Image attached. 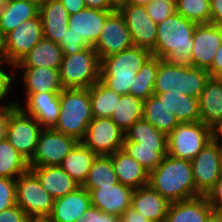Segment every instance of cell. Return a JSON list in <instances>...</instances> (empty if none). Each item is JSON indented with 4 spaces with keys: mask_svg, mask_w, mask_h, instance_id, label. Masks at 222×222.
I'll use <instances>...</instances> for the list:
<instances>
[{
    "mask_svg": "<svg viewBox=\"0 0 222 222\" xmlns=\"http://www.w3.org/2000/svg\"><path fill=\"white\" fill-rule=\"evenodd\" d=\"M197 23L177 12L157 24V40L153 56L175 66H192L193 34Z\"/></svg>",
    "mask_w": 222,
    "mask_h": 222,
    "instance_id": "6da1fadb",
    "label": "cell"
},
{
    "mask_svg": "<svg viewBox=\"0 0 222 222\" xmlns=\"http://www.w3.org/2000/svg\"><path fill=\"white\" fill-rule=\"evenodd\" d=\"M148 185L170 202L199 197L189 160L166 155L148 176Z\"/></svg>",
    "mask_w": 222,
    "mask_h": 222,
    "instance_id": "7a4b0ae2",
    "label": "cell"
},
{
    "mask_svg": "<svg viewBox=\"0 0 222 222\" xmlns=\"http://www.w3.org/2000/svg\"><path fill=\"white\" fill-rule=\"evenodd\" d=\"M152 56L147 49L132 46L129 49L100 59V79L114 92L125 95L133 89L137 71Z\"/></svg>",
    "mask_w": 222,
    "mask_h": 222,
    "instance_id": "3957f363",
    "label": "cell"
},
{
    "mask_svg": "<svg viewBox=\"0 0 222 222\" xmlns=\"http://www.w3.org/2000/svg\"><path fill=\"white\" fill-rule=\"evenodd\" d=\"M60 114L52 128L81 142L93 119L88 88L63 89L59 93Z\"/></svg>",
    "mask_w": 222,
    "mask_h": 222,
    "instance_id": "277c9868",
    "label": "cell"
},
{
    "mask_svg": "<svg viewBox=\"0 0 222 222\" xmlns=\"http://www.w3.org/2000/svg\"><path fill=\"white\" fill-rule=\"evenodd\" d=\"M210 77L208 70L194 66H175L160 59L154 81V93H182L199 98Z\"/></svg>",
    "mask_w": 222,
    "mask_h": 222,
    "instance_id": "5b68a950",
    "label": "cell"
},
{
    "mask_svg": "<svg viewBox=\"0 0 222 222\" xmlns=\"http://www.w3.org/2000/svg\"><path fill=\"white\" fill-rule=\"evenodd\" d=\"M61 84L64 89L90 88L100 79V59L93 47L63 55L59 67Z\"/></svg>",
    "mask_w": 222,
    "mask_h": 222,
    "instance_id": "8992f818",
    "label": "cell"
},
{
    "mask_svg": "<svg viewBox=\"0 0 222 222\" xmlns=\"http://www.w3.org/2000/svg\"><path fill=\"white\" fill-rule=\"evenodd\" d=\"M212 140V128L201 121L179 123L167 136V155L191 161Z\"/></svg>",
    "mask_w": 222,
    "mask_h": 222,
    "instance_id": "52a82bcc",
    "label": "cell"
},
{
    "mask_svg": "<svg viewBox=\"0 0 222 222\" xmlns=\"http://www.w3.org/2000/svg\"><path fill=\"white\" fill-rule=\"evenodd\" d=\"M43 127L34 117L25 114L13 102L9 105V120L6 139L28 161L35 153Z\"/></svg>",
    "mask_w": 222,
    "mask_h": 222,
    "instance_id": "ba28073f",
    "label": "cell"
},
{
    "mask_svg": "<svg viewBox=\"0 0 222 222\" xmlns=\"http://www.w3.org/2000/svg\"><path fill=\"white\" fill-rule=\"evenodd\" d=\"M54 198L43 188L38 177L29 169L16 179V204L31 217H48Z\"/></svg>",
    "mask_w": 222,
    "mask_h": 222,
    "instance_id": "9c48e42d",
    "label": "cell"
},
{
    "mask_svg": "<svg viewBox=\"0 0 222 222\" xmlns=\"http://www.w3.org/2000/svg\"><path fill=\"white\" fill-rule=\"evenodd\" d=\"M77 143L73 137L52 128H43L35 153L28 161L29 168L61 165L64 157Z\"/></svg>",
    "mask_w": 222,
    "mask_h": 222,
    "instance_id": "30bf717a",
    "label": "cell"
},
{
    "mask_svg": "<svg viewBox=\"0 0 222 222\" xmlns=\"http://www.w3.org/2000/svg\"><path fill=\"white\" fill-rule=\"evenodd\" d=\"M4 37V62L12 68L43 38L40 15L20 24Z\"/></svg>",
    "mask_w": 222,
    "mask_h": 222,
    "instance_id": "8fae6325",
    "label": "cell"
},
{
    "mask_svg": "<svg viewBox=\"0 0 222 222\" xmlns=\"http://www.w3.org/2000/svg\"><path fill=\"white\" fill-rule=\"evenodd\" d=\"M124 140L125 132L111 118L93 117L81 142L96 155L109 156L122 149Z\"/></svg>",
    "mask_w": 222,
    "mask_h": 222,
    "instance_id": "7c38bea8",
    "label": "cell"
},
{
    "mask_svg": "<svg viewBox=\"0 0 222 222\" xmlns=\"http://www.w3.org/2000/svg\"><path fill=\"white\" fill-rule=\"evenodd\" d=\"M191 163L196 191L200 196H207L220 179L222 149L211 140Z\"/></svg>",
    "mask_w": 222,
    "mask_h": 222,
    "instance_id": "4fadbf2b",
    "label": "cell"
},
{
    "mask_svg": "<svg viewBox=\"0 0 222 222\" xmlns=\"http://www.w3.org/2000/svg\"><path fill=\"white\" fill-rule=\"evenodd\" d=\"M133 46L126 22L119 11L111 12L104 23L103 29L94 50L99 59L119 53Z\"/></svg>",
    "mask_w": 222,
    "mask_h": 222,
    "instance_id": "5bb4252c",
    "label": "cell"
},
{
    "mask_svg": "<svg viewBox=\"0 0 222 222\" xmlns=\"http://www.w3.org/2000/svg\"><path fill=\"white\" fill-rule=\"evenodd\" d=\"M129 30L133 46L153 52L157 40V23L152 21L144 5H127L119 11Z\"/></svg>",
    "mask_w": 222,
    "mask_h": 222,
    "instance_id": "9a60e30c",
    "label": "cell"
},
{
    "mask_svg": "<svg viewBox=\"0 0 222 222\" xmlns=\"http://www.w3.org/2000/svg\"><path fill=\"white\" fill-rule=\"evenodd\" d=\"M222 44V26L197 24L193 34L192 66L208 70Z\"/></svg>",
    "mask_w": 222,
    "mask_h": 222,
    "instance_id": "2e32d148",
    "label": "cell"
},
{
    "mask_svg": "<svg viewBox=\"0 0 222 222\" xmlns=\"http://www.w3.org/2000/svg\"><path fill=\"white\" fill-rule=\"evenodd\" d=\"M60 92L26 93L25 108L13 102L25 114L35 118L43 128H53L60 114Z\"/></svg>",
    "mask_w": 222,
    "mask_h": 222,
    "instance_id": "e0dca14e",
    "label": "cell"
},
{
    "mask_svg": "<svg viewBox=\"0 0 222 222\" xmlns=\"http://www.w3.org/2000/svg\"><path fill=\"white\" fill-rule=\"evenodd\" d=\"M89 193L91 205L102 212L121 217L131 207L133 189L130 186L121 183L98 186Z\"/></svg>",
    "mask_w": 222,
    "mask_h": 222,
    "instance_id": "ac0fdd59",
    "label": "cell"
},
{
    "mask_svg": "<svg viewBox=\"0 0 222 222\" xmlns=\"http://www.w3.org/2000/svg\"><path fill=\"white\" fill-rule=\"evenodd\" d=\"M90 206L89 191L79 186L69 194L54 199L52 212L48 217L53 222H75Z\"/></svg>",
    "mask_w": 222,
    "mask_h": 222,
    "instance_id": "d6986e66",
    "label": "cell"
},
{
    "mask_svg": "<svg viewBox=\"0 0 222 222\" xmlns=\"http://www.w3.org/2000/svg\"><path fill=\"white\" fill-rule=\"evenodd\" d=\"M113 11H103L85 7L69 15V29L80 35L88 46L94 47L102 32L107 16Z\"/></svg>",
    "mask_w": 222,
    "mask_h": 222,
    "instance_id": "ffe728a7",
    "label": "cell"
},
{
    "mask_svg": "<svg viewBox=\"0 0 222 222\" xmlns=\"http://www.w3.org/2000/svg\"><path fill=\"white\" fill-rule=\"evenodd\" d=\"M43 37L58 43L69 28V13L59 0H40Z\"/></svg>",
    "mask_w": 222,
    "mask_h": 222,
    "instance_id": "44dd1931",
    "label": "cell"
},
{
    "mask_svg": "<svg viewBox=\"0 0 222 222\" xmlns=\"http://www.w3.org/2000/svg\"><path fill=\"white\" fill-rule=\"evenodd\" d=\"M171 202L149 185L133 189L131 207L151 222H164Z\"/></svg>",
    "mask_w": 222,
    "mask_h": 222,
    "instance_id": "7402d4cb",
    "label": "cell"
},
{
    "mask_svg": "<svg viewBox=\"0 0 222 222\" xmlns=\"http://www.w3.org/2000/svg\"><path fill=\"white\" fill-rule=\"evenodd\" d=\"M198 100L202 123L213 128L222 122V79L210 77Z\"/></svg>",
    "mask_w": 222,
    "mask_h": 222,
    "instance_id": "603a6c76",
    "label": "cell"
},
{
    "mask_svg": "<svg viewBox=\"0 0 222 222\" xmlns=\"http://www.w3.org/2000/svg\"><path fill=\"white\" fill-rule=\"evenodd\" d=\"M62 57V48L56 42L43 37L30 52L12 67V70L39 67L59 69Z\"/></svg>",
    "mask_w": 222,
    "mask_h": 222,
    "instance_id": "cb8c5ba5",
    "label": "cell"
},
{
    "mask_svg": "<svg viewBox=\"0 0 222 222\" xmlns=\"http://www.w3.org/2000/svg\"><path fill=\"white\" fill-rule=\"evenodd\" d=\"M39 0H7L0 7V30L5 36L39 14Z\"/></svg>",
    "mask_w": 222,
    "mask_h": 222,
    "instance_id": "d4e9b609",
    "label": "cell"
},
{
    "mask_svg": "<svg viewBox=\"0 0 222 222\" xmlns=\"http://www.w3.org/2000/svg\"><path fill=\"white\" fill-rule=\"evenodd\" d=\"M29 169L38 177L43 188L54 199L63 197L80 186L60 165Z\"/></svg>",
    "mask_w": 222,
    "mask_h": 222,
    "instance_id": "484cf974",
    "label": "cell"
},
{
    "mask_svg": "<svg viewBox=\"0 0 222 222\" xmlns=\"http://www.w3.org/2000/svg\"><path fill=\"white\" fill-rule=\"evenodd\" d=\"M109 156L119 183L132 189L148 185L149 173L123 149Z\"/></svg>",
    "mask_w": 222,
    "mask_h": 222,
    "instance_id": "4316f807",
    "label": "cell"
},
{
    "mask_svg": "<svg viewBox=\"0 0 222 222\" xmlns=\"http://www.w3.org/2000/svg\"><path fill=\"white\" fill-rule=\"evenodd\" d=\"M212 210L207 196L171 202L164 222H205Z\"/></svg>",
    "mask_w": 222,
    "mask_h": 222,
    "instance_id": "83f0119b",
    "label": "cell"
},
{
    "mask_svg": "<svg viewBox=\"0 0 222 222\" xmlns=\"http://www.w3.org/2000/svg\"><path fill=\"white\" fill-rule=\"evenodd\" d=\"M26 93L61 92L59 69L48 67L20 68Z\"/></svg>",
    "mask_w": 222,
    "mask_h": 222,
    "instance_id": "f1b7e54d",
    "label": "cell"
},
{
    "mask_svg": "<svg viewBox=\"0 0 222 222\" xmlns=\"http://www.w3.org/2000/svg\"><path fill=\"white\" fill-rule=\"evenodd\" d=\"M179 123L200 121L199 100L182 93H154Z\"/></svg>",
    "mask_w": 222,
    "mask_h": 222,
    "instance_id": "f546056e",
    "label": "cell"
},
{
    "mask_svg": "<svg viewBox=\"0 0 222 222\" xmlns=\"http://www.w3.org/2000/svg\"><path fill=\"white\" fill-rule=\"evenodd\" d=\"M96 156L90 148L82 142H78L64 157L60 166L74 181L82 186Z\"/></svg>",
    "mask_w": 222,
    "mask_h": 222,
    "instance_id": "4dcf8cb0",
    "label": "cell"
},
{
    "mask_svg": "<svg viewBox=\"0 0 222 222\" xmlns=\"http://www.w3.org/2000/svg\"><path fill=\"white\" fill-rule=\"evenodd\" d=\"M144 101L125 94L117 97V106L114 109L111 120L126 132L137 120L143 118Z\"/></svg>",
    "mask_w": 222,
    "mask_h": 222,
    "instance_id": "1f68e13d",
    "label": "cell"
},
{
    "mask_svg": "<svg viewBox=\"0 0 222 222\" xmlns=\"http://www.w3.org/2000/svg\"><path fill=\"white\" fill-rule=\"evenodd\" d=\"M122 149L135 159L148 173L153 171L167 155V145H148L124 142Z\"/></svg>",
    "mask_w": 222,
    "mask_h": 222,
    "instance_id": "d6a6232c",
    "label": "cell"
},
{
    "mask_svg": "<svg viewBox=\"0 0 222 222\" xmlns=\"http://www.w3.org/2000/svg\"><path fill=\"white\" fill-rule=\"evenodd\" d=\"M143 118L167 136L179 124L175 115L155 95L144 101Z\"/></svg>",
    "mask_w": 222,
    "mask_h": 222,
    "instance_id": "836d02e7",
    "label": "cell"
},
{
    "mask_svg": "<svg viewBox=\"0 0 222 222\" xmlns=\"http://www.w3.org/2000/svg\"><path fill=\"white\" fill-rule=\"evenodd\" d=\"M88 89L93 117L110 118L117 106V97L121 95L108 88L101 80Z\"/></svg>",
    "mask_w": 222,
    "mask_h": 222,
    "instance_id": "e575fe53",
    "label": "cell"
},
{
    "mask_svg": "<svg viewBox=\"0 0 222 222\" xmlns=\"http://www.w3.org/2000/svg\"><path fill=\"white\" fill-rule=\"evenodd\" d=\"M28 170V160L7 139L0 141V177L17 179Z\"/></svg>",
    "mask_w": 222,
    "mask_h": 222,
    "instance_id": "d590c367",
    "label": "cell"
},
{
    "mask_svg": "<svg viewBox=\"0 0 222 222\" xmlns=\"http://www.w3.org/2000/svg\"><path fill=\"white\" fill-rule=\"evenodd\" d=\"M117 183L119 182L110 156L97 155L82 187L90 192L98 186L115 185Z\"/></svg>",
    "mask_w": 222,
    "mask_h": 222,
    "instance_id": "8d00e7d4",
    "label": "cell"
},
{
    "mask_svg": "<svg viewBox=\"0 0 222 222\" xmlns=\"http://www.w3.org/2000/svg\"><path fill=\"white\" fill-rule=\"evenodd\" d=\"M159 60L160 58L152 55L137 71L133 82V89H129V94L143 101L154 95V81Z\"/></svg>",
    "mask_w": 222,
    "mask_h": 222,
    "instance_id": "74e56055",
    "label": "cell"
},
{
    "mask_svg": "<svg viewBox=\"0 0 222 222\" xmlns=\"http://www.w3.org/2000/svg\"><path fill=\"white\" fill-rule=\"evenodd\" d=\"M124 142H141L148 145H167V135L144 118L137 120L126 132Z\"/></svg>",
    "mask_w": 222,
    "mask_h": 222,
    "instance_id": "f35d334b",
    "label": "cell"
},
{
    "mask_svg": "<svg viewBox=\"0 0 222 222\" xmlns=\"http://www.w3.org/2000/svg\"><path fill=\"white\" fill-rule=\"evenodd\" d=\"M176 12L197 24L211 23L210 0H183L176 5Z\"/></svg>",
    "mask_w": 222,
    "mask_h": 222,
    "instance_id": "ab89813d",
    "label": "cell"
},
{
    "mask_svg": "<svg viewBox=\"0 0 222 222\" xmlns=\"http://www.w3.org/2000/svg\"><path fill=\"white\" fill-rule=\"evenodd\" d=\"M145 8L150 19L157 24L176 13V5L173 0H152L145 5Z\"/></svg>",
    "mask_w": 222,
    "mask_h": 222,
    "instance_id": "60d3db41",
    "label": "cell"
},
{
    "mask_svg": "<svg viewBox=\"0 0 222 222\" xmlns=\"http://www.w3.org/2000/svg\"><path fill=\"white\" fill-rule=\"evenodd\" d=\"M16 204V179L0 177V212Z\"/></svg>",
    "mask_w": 222,
    "mask_h": 222,
    "instance_id": "b9f144b4",
    "label": "cell"
},
{
    "mask_svg": "<svg viewBox=\"0 0 222 222\" xmlns=\"http://www.w3.org/2000/svg\"><path fill=\"white\" fill-rule=\"evenodd\" d=\"M57 44L62 48L63 55L74 54L89 47L80 35L75 34L69 28L64 34V38Z\"/></svg>",
    "mask_w": 222,
    "mask_h": 222,
    "instance_id": "7bdbcfd3",
    "label": "cell"
},
{
    "mask_svg": "<svg viewBox=\"0 0 222 222\" xmlns=\"http://www.w3.org/2000/svg\"><path fill=\"white\" fill-rule=\"evenodd\" d=\"M121 217L102 212L97 207L90 206L75 222H119Z\"/></svg>",
    "mask_w": 222,
    "mask_h": 222,
    "instance_id": "ee69618b",
    "label": "cell"
},
{
    "mask_svg": "<svg viewBox=\"0 0 222 222\" xmlns=\"http://www.w3.org/2000/svg\"><path fill=\"white\" fill-rule=\"evenodd\" d=\"M29 218L17 204L0 212V222H28Z\"/></svg>",
    "mask_w": 222,
    "mask_h": 222,
    "instance_id": "f6af8a7d",
    "label": "cell"
},
{
    "mask_svg": "<svg viewBox=\"0 0 222 222\" xmlns=\"http://www.w3.org/2000/svg\"><path fill=\"white\" fill-rule=\"evenodd\" d=\"M3 64H5V62L0 61V102L2 100H5L4 98L8 95L11 89L10 88V85L12 84L11 82L13 81L14 76H15V75L8 74V72L4 71ZM10 104L11 102L7 104H4V103L1 104L0 109Z\"/></svg>",
    "mask_w": 222,
    "mask_h": 222,
    "instance_id": "bcb514c9",
    "label": "cell"
},
{
    "mask_svg": "<svg viewBox=\"0 0 222 222\" xmlns=\"http://www.w3.org/2000/svg\"><path fill=\"white\" fill-rule=\"evenodd\" d=\"M208 201L213 210L222 209V179H219L214 188L207 194Z\"/></svg>",
    "mask_w": 222,
    "mask_h": 222,
    "instance_id": "7dc6e473",
    "label": "cell"
},
{
    "mask_svg": "<svg viewBox=\"0 0 222 222\" xmlns=\"http://www.w3.org/2000/svg\"><path fill=\"white\" fill-rule=\"evenodd\" d=\"M211 77L222 79V44L217 50L212 66L208 69Z\"/></svg>",
    "mask_w": 222,
    "mask_h": 222,
    "instance_id": "c3c4849f",
    "label": "cell"
},
{
    "mask_svg": "<svg viewBox=\"0 0 222 222\" xmlns=\"http://www.w3.org/2000/svg\"><path fill=\"white\" fill-rule=\"evenodd\" d=\"M211 23L222 26V0H210Z\"/></svg>",
    "mask_w": 222,
    "mask_h": 222,
    "instance_id": "681fc988",
    "label": "cell"
},
{
    "mask_svg": "<svg viewBox=\"0 0 222 222\" xmlns=\"http://www.w3.org/2000/svg\"><path fill=\"white\" fill-rule=\"evenodd\" d=\"M119 222H151L141 213L129 207L122 215Z\"/></svg>",
    "mask_w": 222,
    "mask_h": 222,
    "instance_id": "f907efd6",
    "label": "cell"
},
{
    "mask_svg": "<svg viewBox=\"0 0 222 222\" xmlns=\"http://www.w3.org/2000/svg\"><path fill=\"white\" fill-rule=\"evenodd\" d=\"M69 15L75 14L86 7L84 0H59Z\"/></svg>",
    "mask_w": 222,
    "mask_h": 222,
    "instance_id": "816d5d0a",
    "label": "cell"
},
{
    "mask_svg": "<svg viewBox=\"0 0 222 222\" xmlns=\"http://www.w3.org/2000/svg\"><path fill=\"white\" fill-rule=\"evenodd\" d=\"M9 120V105L0 109V141L6 139Z\"/></svg>",
    "mask_w": 222,
    "mask_h": 222,
    "instance_id": "f5cc1de1",
    "label": "cell"
},
{
    "mask_svg": "<svg viewBox=\"0 0 222 222\" xmlns=\"http://www.w3.org/2000/svg\"><path fill=\"white\" fill-rule=\"evenodd\" d=\"M87 8L103 11H113L110 8L109 0H84Z\"/></svg>",
    "mask_w": 222,
    "mask_h": 222,
    "instance_id": "db71d44e",
    "label": "cell"
},
{
    "mask_svg": "<svg viewBox=\"0 0 222 222\" xmlns=\"http://www.w3.org/2000/svg\"><path fill=\"white\" fill-rule=\"evenodd\" d=\"M212 140L222 149V122L212 128Z\"/></svg>",
    "mask_w": 222,
    "mask_h": 222,
    "instance_id": "11a10c76",
    "label": "cell"
},
{
    "mask_svg": "<svg viewBox=\"0 0 222 222\" xmlns=\"http://www.w3.org/2000/svg\"><path fill=\"white\" fill-rule=\"evenodd\" d=\"M109 4L113 11H120L123 7L128 5V0H109Z\"/></svg>",
    "mask_w": 222,
    "mask_h": 222,
    "instance_id": "9f6ffc18",
    "label": "cell"
},
{
    "mask_svg": "<svg viewBox=\"0 0 222 222\" xmlns=\"http://www.w3.org/2000/svg\"><path fill=\"white\" fill-rule=\"evenodd\" d=\"M205 222H222V216L219 211L212 210L207 216Z\"/></svg>",
    "mask_w": 222,
    "mask_h": 222,
    "instance_id": "6f0895ef",
    "label": "cell"
},
{
    "mask_svg": "<svg viewBox=\"0 0 222 222\" xmlns=\"http://www.w3.org/2000/svg\"><path fill=\"white\" fill-rule=\"evenodd\" d=\"M4 43L5 37L0 30V61H4Z\"/></svg>",
    "mask_w": 222,
    "mask_h": 222,
    "instance_id": "680465c9",
    "label": "cell"
},
{
    "mask_svg": "<svg viewBox=\"0 0 222 222\" xmlns=\"http://www.w3.org/2000/svg\"><path fill=\"white\" fill-rule=\"evenodd\" d=\"M152 0H128V5H147Z\"/></svg>",
    "mask_w": 222,
    "mask_h": 222,
    "instance_id": "91938a15",
    "label": "cell"
},
{
    "mask_svg": "<svg viewBox=\"0 0 222 222\" xmlns=\"http://www.w3.org/2000/svg\"><path fill=\"white\" fill-rule=\"evenodd\" d=\"M28 222H53L49 217H31Z\"/></svg>",
    "mask_w": 222,
    "mask_h": 222,
    "instance_id": "94428289",
    "label": "cell"
},
{
    "mask_svg": "<svg viewBox=\"0 0 222 222\" xmlns=\"http://www.w3.org/2000/svg\"><path fill=\"white\" fill-rule=\"evenodd\" d=\"M7 0H0V7L6 2Z\"/></svg>",
    "mask_w": 222,
    "mask_h": 222,
    "instance_id": "6125c7cd",
    "label": "cell"
},
{
    "mask_svg": "<svg viewBox=\"0 0 222 222\" xmlns=\"http://www.w3.org/2000/svg\"><path fill=\"white\" fill-rule=\"evenodd\" d=\"M175 5H177L179 2L183 1V0H173Z\"/></svg>",
    "mask_w": 222,
    "mask_h": 222,
    "instance_id": "be15d7a7",
    "label": "cell"
},
{
    "mask_svg": "<svg viewBox=\"0 0 222 222\" xmlns=\"http://www.w3.org/2000/svg\"><path fill=\"white\" fill-rule=\"evenodd\" d=\"M220 179H222V163H221V169H220Z\"/></svg>",
    "mask_w": 222,
    "mask_h": 222,
    "instance_id": "e7e4bbea",
    "label": "cell"
},
{
    "mask_svg": "<svg viewBox=\"0 0 222 222\" xmlns=\"http://www.w3.org/2000/svg\"><path fill=\"white\" fill-rule=\"evenodd\" d=\"M219 211V213L221 214V216H222V209H220V210H218Z\"/></svg>",
    "mask_w": 222,
    "mask_h": 222,
    "instance_id": "03108f58",
    "label": "cell"
}]
</instances>
